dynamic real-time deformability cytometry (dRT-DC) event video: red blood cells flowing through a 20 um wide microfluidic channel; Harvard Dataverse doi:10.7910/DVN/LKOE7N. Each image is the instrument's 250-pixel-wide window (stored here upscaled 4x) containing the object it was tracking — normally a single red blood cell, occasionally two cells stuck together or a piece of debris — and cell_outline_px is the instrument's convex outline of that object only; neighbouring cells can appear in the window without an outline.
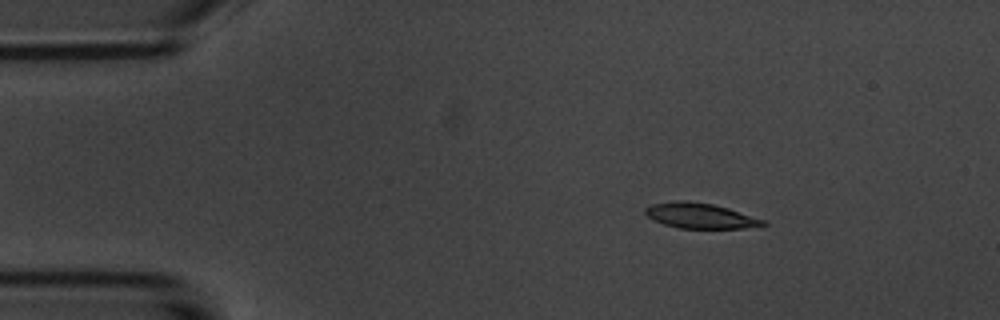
{"species": "common noctule bat (a hibernating species)", "species_latin": "Nyctalus noctula", "temperature_condition": "room temperature", "stored_images_in_passage": 3, "camera_frame_rate_fps": 3000, "um_per_image_px": 0.085, "animal": {"sex": "male", "body_mass_g": 20.1, "forearm_length_mm": 53.5}, "frame": {"image": 1, "passage_image": 1, "time_ms": 0.0, "image_size_px": [1000, 320], "cell_outline_px": [[768, 224], [744, 228], [676, 228], [652, 220], [644, 212], [644, 208], [652, 204], [676, 200], [688, 200], [712, 204], [728, 208], [764, 220]], "centroid_in_image_um": [59.46, 18.33], "position_along_channel_um": 25.5, "area_um2": 17.34}}
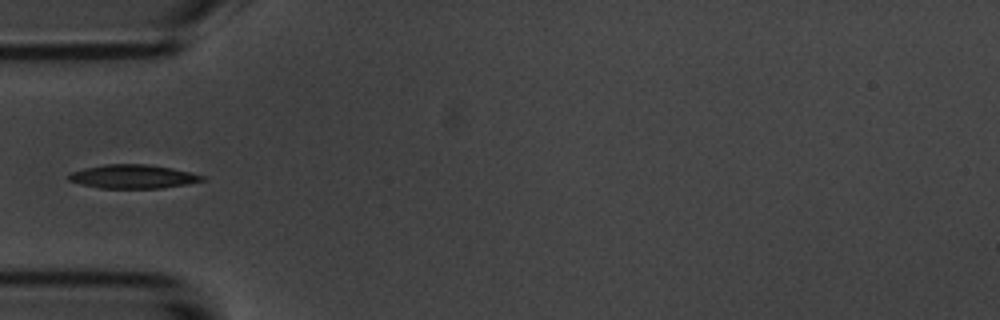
{"frame": {"image": 2, "passage_image": 3, "time_ms": 3.0, "image_size_px": [1000, 320], "cell_outline_px": [[208, 180], [188, 184], [160, 188], [100, 188], [80, 184], [68, 180], [68, 172], [84, 168], [104, 164], [148, 164], [172, 168], [192, 172], [204, 176]], "centroid_in_image_um": [11.31, 15.0], "position_along_channel_um": 73.7, "area_um2": 18.73}}